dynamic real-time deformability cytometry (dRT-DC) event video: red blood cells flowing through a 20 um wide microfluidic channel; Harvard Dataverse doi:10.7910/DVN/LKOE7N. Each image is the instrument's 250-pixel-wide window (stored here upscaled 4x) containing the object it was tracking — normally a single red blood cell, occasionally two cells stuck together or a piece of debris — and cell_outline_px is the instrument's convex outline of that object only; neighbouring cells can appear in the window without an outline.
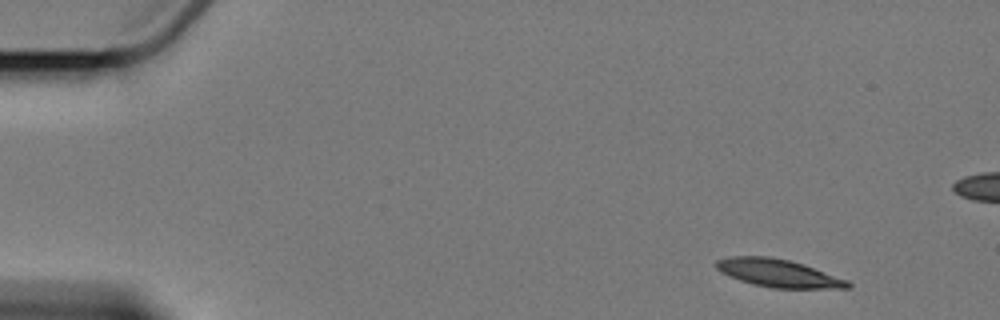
{"species": "Egyptian fruit bat (a non-hibernating species)", "species_latin": "Rousettus aegyptiacus", "temperature_condition": "cold", "stored_images_in_passage": 4, "camera_frame_rate_fps": 3000, "um_per_image_px": 0.085, "animal": {"sex": "female"}, "frame": {"image": 1, "passage_image": 1, "time_ms": 0.0, "image_size_px": [1000, 320], "cell_outline_px": [[852, 288], [772, 288], [752, 284], [740, 280], [720, 272], [716, 268], [716, 260], [728, 256], [768, 256], [788, 260], [848, 280], [852, 284]], "centroid_in_image_um": [66.12, 23.22], "position_along_channel_um": 18.9, "area_um2": 21.1}}